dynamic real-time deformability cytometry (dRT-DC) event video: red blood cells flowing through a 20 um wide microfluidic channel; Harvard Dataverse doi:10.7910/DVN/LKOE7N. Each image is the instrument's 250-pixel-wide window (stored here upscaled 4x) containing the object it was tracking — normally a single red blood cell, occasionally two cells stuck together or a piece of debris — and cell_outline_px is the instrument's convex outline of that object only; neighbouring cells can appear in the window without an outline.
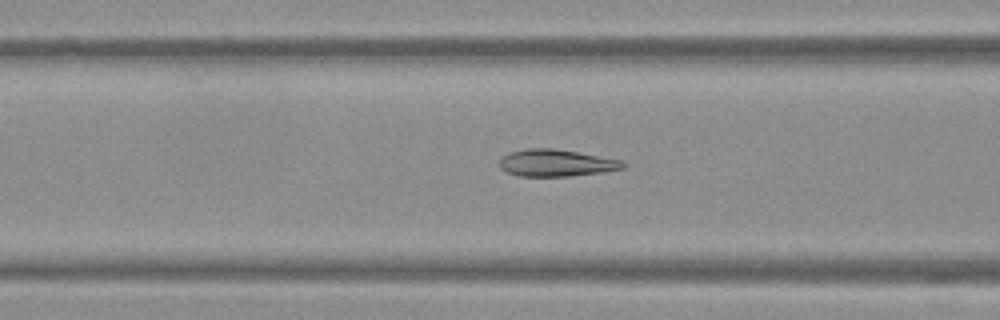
{"species": "Egyptian fruit bat (a non-hibernating species)", "species_latin": "Rousettus aegyptiacus", "temperature_condition": "warm", "stored_images_in_passage": 53, "camera_frame_rate_fps": 3000, "um_per_image_px": 0.085, "frame": {"image": 1, "passage_image": 21, "time_ms": 6.667, "image_size_px": [1000, 320], "cell_outline_px": [[628, 164], [624, 168], [604, 172], [572, 176], [520, 176], [504, 172], [500, 168], [500, 160], [508, 152], [528, 148], [552, 148], [624, 160]], "centroid_in_image_um": [47.3, 13.85], "position_along_channel_um": 119.3, "area_um2": 19.59}}
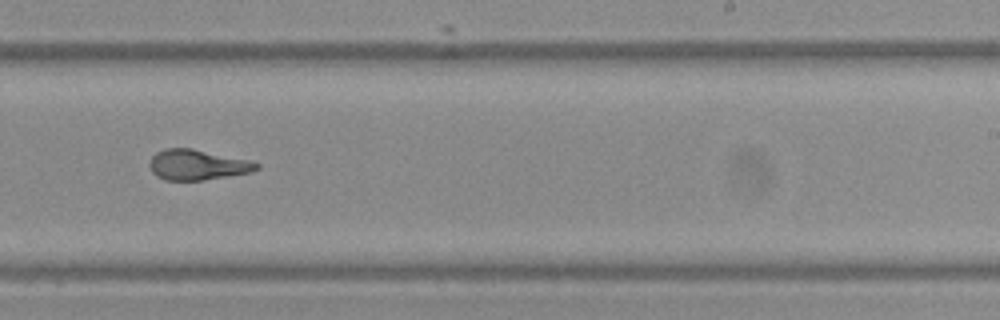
{"frame": {"image": 2, "passage_image": 33, "time_ms": 10.667, "image_size_px": [1000, 320], "cell_outline_px": [[260, 168], [252, 172], [204, 180], [164, 180], [156, 176], [152, 172], [148, 164], [152, 156], [156, 152], [164, 148], [192, 148], [248, 160], [260, 164]], "centroid_in_image_um": [16.75, 14.01], "position_along_channel_um": 272.2, "area_um2": 19.02}}
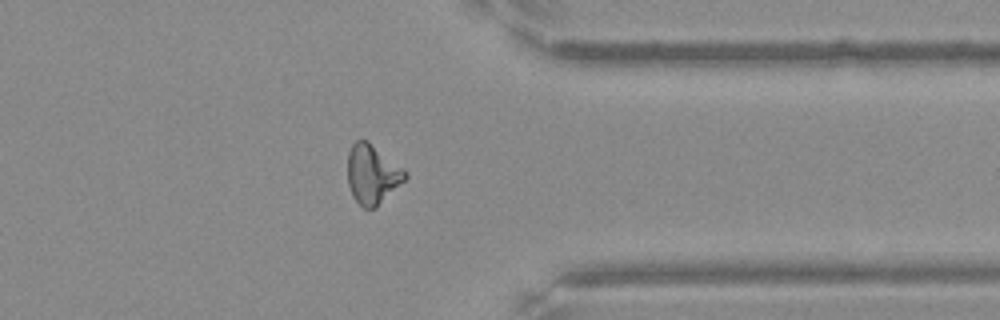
{"frame": {"image": 3, "passage_image": 42, "time_ms": 13.667, "image_size_px": [1000, 320], "cell_outline_px": [[408, 176], [376, 208], [364, 208], [352, 196], [348, 184], [348, 152], [352, 144], [356, 140], [368, 140], [404, 168], [408, 172]], "centroid_in_image_um": [31.65, 14.79], "position_along_channel_um": 379.8, "area_um2": 19.94}, "authors_computed_cell_mechanics": {"area_um2": 20.1144, "velocity_mm_per_s": 3.8231, "shape_relaxation_time_tau1_ms": null, "shape_relaxation_time_tau2_ms": 0.923, "deformation_change_tau1": null, "deformation_change_tau2": 0.06}}